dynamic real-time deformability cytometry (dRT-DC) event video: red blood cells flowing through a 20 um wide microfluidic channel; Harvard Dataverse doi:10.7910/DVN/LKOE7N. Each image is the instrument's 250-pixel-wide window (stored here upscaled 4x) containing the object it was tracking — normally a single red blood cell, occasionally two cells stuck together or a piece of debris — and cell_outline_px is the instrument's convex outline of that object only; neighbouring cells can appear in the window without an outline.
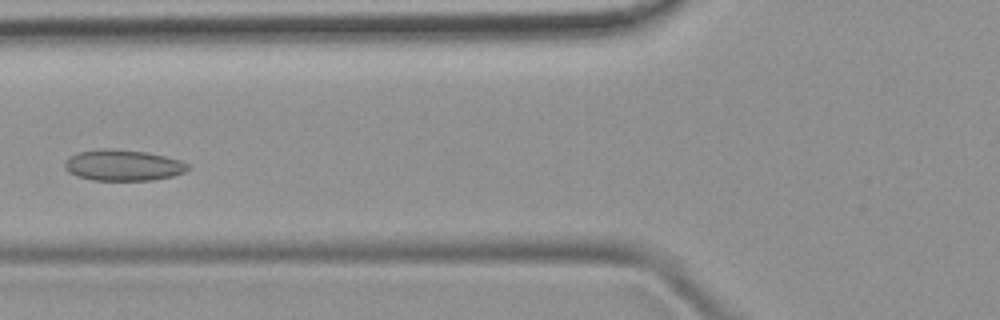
{"species": "common noctule bat (a hibernating species)", "species_latin": "Nyctalus noctula", "temperature_condition": "room temperature", "stored_images_in_passage": 5, "camera_frame_rate_fps": 3000, "um_per_image_px": 0.085, "animal": {"sex": "female", "body_mass_g": 19.9}, "frame": {"image": 1, "passage_image": 5, "time_ms": 4.333, "image_size_px": [1000, 320], "cell_outline_px": [[188, 168], [184, 172], [172, 176], [152, 180], [92, 180], [76, 176], [68, 172], [64, 168], [64, 160], [68, 156], [76, 152], [104, 148], [108, 148], [144, 152], [164, 156], [180, 160], [188, 164]], "centroid_in_image_um": [10.38, 14.04], "position_along_channel_um": 115.4, "area_um2": 22.31}}